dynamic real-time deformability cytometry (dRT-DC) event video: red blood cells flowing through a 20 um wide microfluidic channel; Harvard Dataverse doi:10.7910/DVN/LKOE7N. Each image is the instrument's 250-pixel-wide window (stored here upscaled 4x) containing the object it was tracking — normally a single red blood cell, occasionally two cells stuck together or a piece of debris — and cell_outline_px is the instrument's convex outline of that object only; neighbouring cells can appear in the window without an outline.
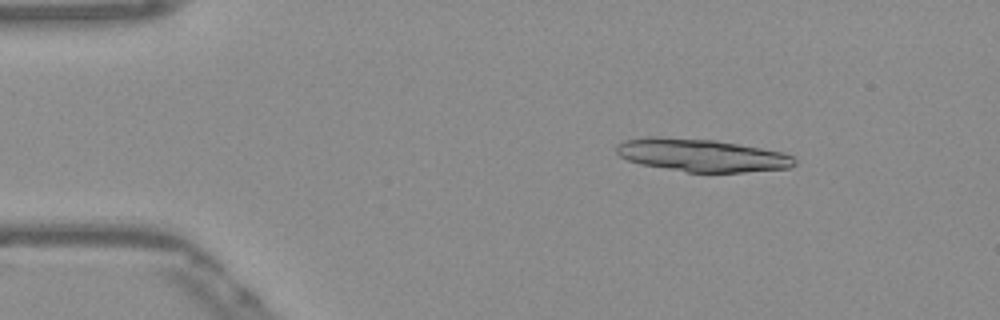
{"species": "Egyptian fruit bat (a non-hibernating species)", "species_latin": "Rousettus aegyptiacus", "temperature_condition": "warm", "stored_images_in_passage": 50, "segment_of_instrument_passage": [1, 2], "camera_frame_rate_fps": 3000, "um_per_image_px": 0.085, "frame": {"image": 1, "passage_image": 7, "time_ms": 2.0, "image_size_px": [1000, 320], "cell_outline_px": [[796, 164], [792, 168], [744, 172], [688, 172], [640, 164], [628, 160], [620, 156], [616, 152], [616, 144], [624, 140], [648, 136], [660, 136], [716, 140], [784, 152], [792, 156], [796, 160]], "centroid_in_image_um": [59.64, 13.19], "position_along_channel_um": 25.4, "area_um2": 34.28}}